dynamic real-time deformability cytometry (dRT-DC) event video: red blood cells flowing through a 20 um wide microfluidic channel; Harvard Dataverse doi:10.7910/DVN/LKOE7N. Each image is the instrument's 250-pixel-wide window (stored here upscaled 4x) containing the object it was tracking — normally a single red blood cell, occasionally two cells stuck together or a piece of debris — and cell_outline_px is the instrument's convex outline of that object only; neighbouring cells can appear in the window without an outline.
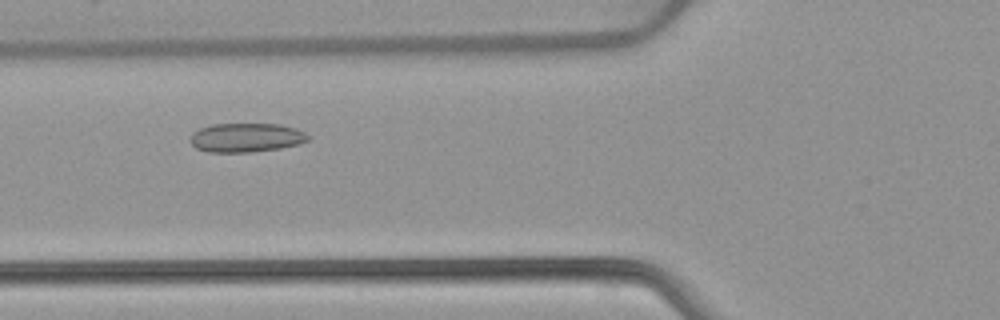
{"species": "common noctule bat (a hibernating species)", "species_latin": "Nyctalus noctula", "temperature_condition": "warm", "stored_images_in_passage": 49, "camera_frame_rate_fps": 3000, "um_per_image_px": 0.085, "animal": {"sex": "female", "body_mass_g": 22.7, "forearm_length_mm": 54.2}, "frame": {"image": 1, "passage_image": 15, "time_ms": 4.667, "image_size_px": [1000, 320], "cell_outline_px": [[312, 136], [308, 140], [300, 144], [280, 148], [248, 152], [208, 152], [196, 148], [188, 140], [192, 132], [200, 128], [212, 124], [280, 124], [296, 128]], "centroid_in_image_um": [20.92, 11.69], "position_along_channel_um": 104.9, "area_um2": 20.11}}
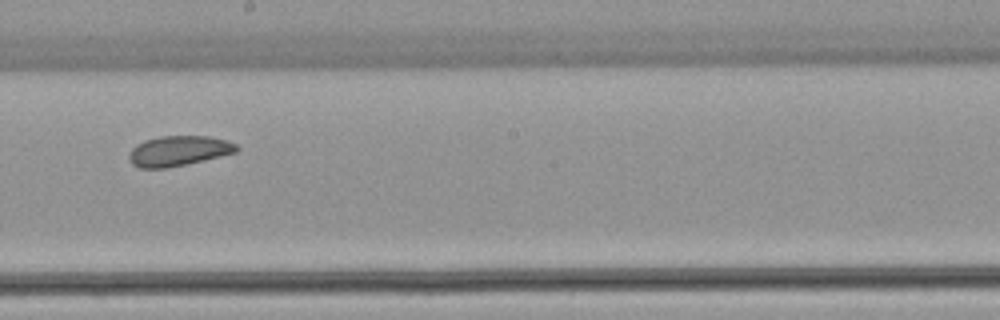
{"frame": {"image": 2, "passage_image": 25, "time_ms": 8.0, "image_size_px": [1000, 320], "cell_outline_px": [[240, 148], [236, 152], [184, 164], [164, 168], [140, 168], [132, 164], [128, 156], [132, 148], [136, 144], [144, 140], [160, 136], [208, 136], [224, 140], [236, 144]], "centroid_in_image_um": [15.14, 12.81], "position_along_channel_um": 233.1, "area_um2": 18.61}}
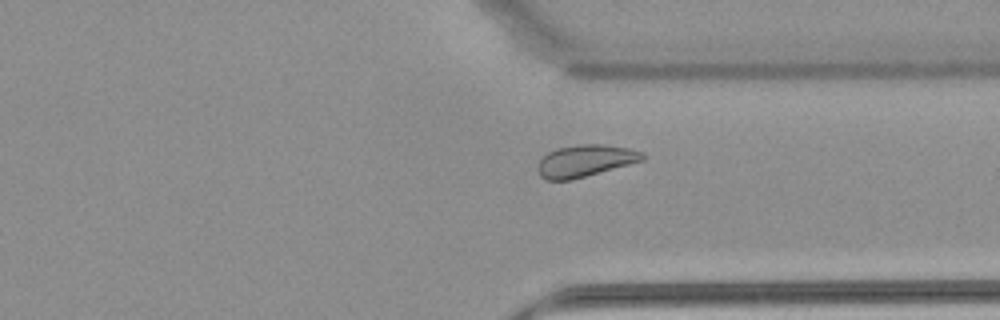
{"frame": {"image": 3, "passage_image": 35, "time_ms": 11.333, "image_size_px": [1000, 320], "cell_outline_px": [[644, 160], [572, 180], [544, 180], [540, 176], [536, 168], [540, 160], [548, 152], [556, 148], [580, 144], [600, 144], [628, 148], [644, 152]], "centroid_in_image_um": [49.71, 13.67], "position_along_channel_um": 361.7, "area_um2": 19.54}, "authors_computed_cell_mechanics": {"area_um2": 20.5768, "velocity_mm_per_s": 3.8509, "shape_relaxation_time_tau1_ms": 7.7665, "shape_relaxation_time_tau2_ms": 4.5894, "deformation_change_tau1": 0.0887, "deformation_change_tau2": 0.0826}}